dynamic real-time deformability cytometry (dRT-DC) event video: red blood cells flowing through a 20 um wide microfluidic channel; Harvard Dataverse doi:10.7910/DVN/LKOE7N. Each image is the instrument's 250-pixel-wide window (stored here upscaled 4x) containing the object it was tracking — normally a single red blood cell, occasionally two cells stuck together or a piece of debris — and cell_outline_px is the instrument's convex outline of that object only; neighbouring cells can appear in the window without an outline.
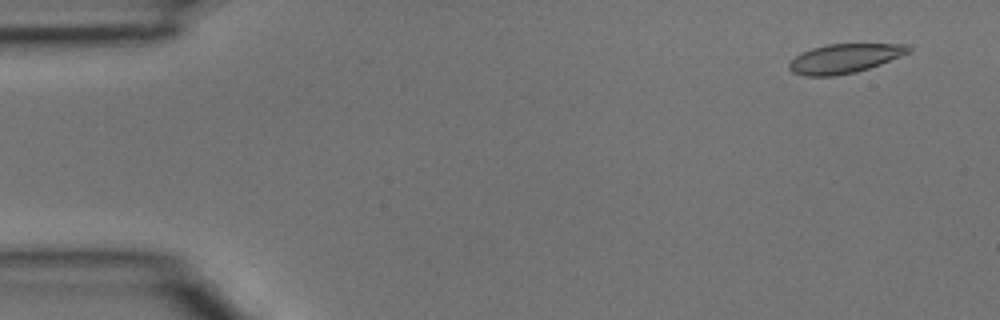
{"species": "common noctule bat (a hibernating species)", "species_latin": "Nyctalus noctula", "temperature_condition": "room temperature", "stored_images_in_passage": 3, "camera_frame_rate_fps": 3000, "um_per_image_px": 0.085, "animal": {"sex": "male", "body_mass_g": 15.6}, "frame": {"image": 1, "passage_image": 3, "time_ms": 0.667, "image_size_px": [1000, 320], "cell_outline_px": [[912, 52], [880, 64], [856, 72], [836, 76], [804, 76], [792, 72], [788, 68], [788, 64], [796, 56], [812, 48], [828, 44], [908, 44], [912, 48]], "centroid_in_image_um": [71.81, 4.97], "position_along_channel_um": 13.2, "area_um2": 20.35}}